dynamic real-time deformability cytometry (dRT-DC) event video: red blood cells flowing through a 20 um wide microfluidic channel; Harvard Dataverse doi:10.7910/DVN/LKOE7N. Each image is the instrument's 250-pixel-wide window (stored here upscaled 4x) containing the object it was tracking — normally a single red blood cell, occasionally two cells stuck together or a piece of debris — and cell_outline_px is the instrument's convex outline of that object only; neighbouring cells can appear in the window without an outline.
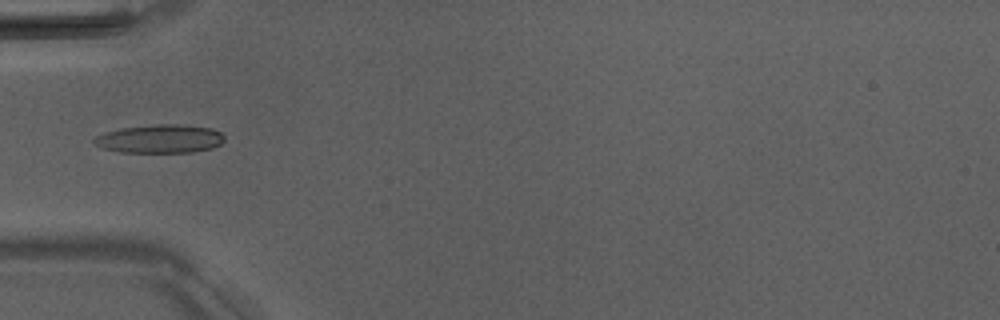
{"species": "Egyptian fruit bat (a non-hibernating species)", "species_latin": "Rousettus aegyptiacus", "temperature_condition": "room temperature", "stored_images_in_passage": 3, "camera_frame_rate_fps": 3000, "um_per_image_px": 0.085, "animal": {"sex": "male"}, "frame": {"image": 1, "passage_image": 3, "time_ms": 2.333, "image_size_px": [1000, 320], "cell_outline_px": [[224, 140], [220, 144], [212, 148], [192, 152], [120, 152], [100, 148], [92, 140], [96, 136], [104, 132], [124, 128], [160, 124], [180, 124], [212, 128], [220, 132], [224, 136]], "centroid_in_image_um": [13.6, 11.8], "position_along_channel_um": 71.4, "area_um2": 21.56}}